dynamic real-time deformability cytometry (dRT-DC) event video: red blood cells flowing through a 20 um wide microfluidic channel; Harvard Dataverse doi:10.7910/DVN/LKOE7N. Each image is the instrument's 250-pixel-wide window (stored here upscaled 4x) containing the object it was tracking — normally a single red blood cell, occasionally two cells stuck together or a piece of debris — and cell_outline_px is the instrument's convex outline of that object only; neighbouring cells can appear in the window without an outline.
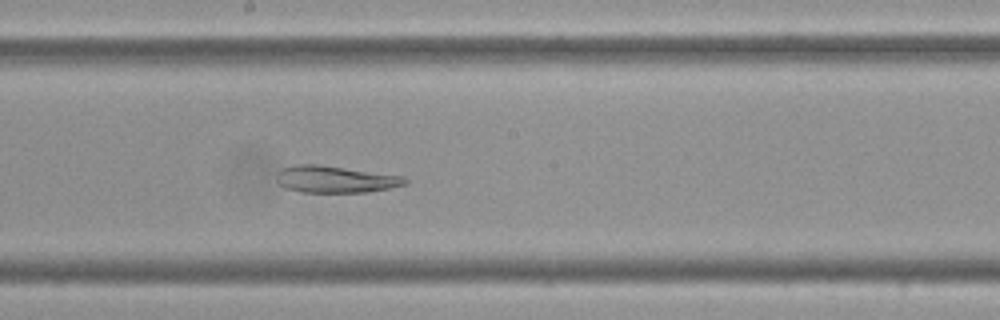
{"species": "Egyptian fruit bat (a non-hibernating species)", "species_latin": "Rousettus aegyptiacus", "temperature_condition": "cold", "stored_images_in_passage": 43, "camera_frame_rate_fps": 3000, "um_per_image_px": 0.085, "frame": {"image": 1, "passage_image": 17, "time_ms": 5.333, "image_size_px": [1000, 320], "cell_outline_px": [[408, 184], [368, 192], [300, 192], [288, 188], [280, 184], [276, 172], [284, 168], [296, 164], [316, 164], [404, 176], [408, 180]], "centroid_in_image_um": [28.53, 15.24], "position_along_channel_um": 219.7, "area_um2": 19.88}}
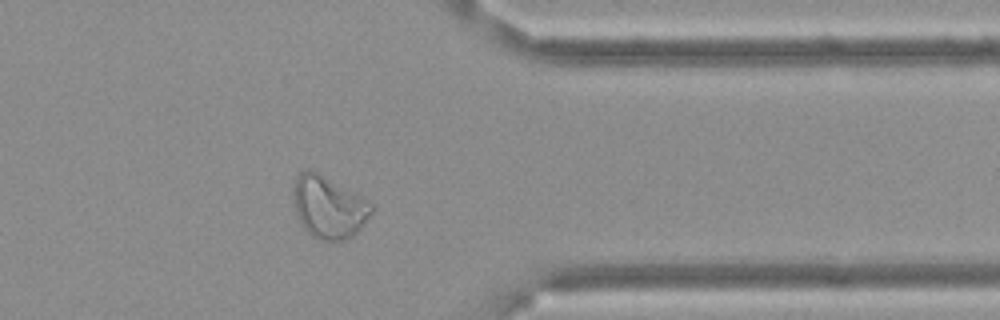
{"frame": {"image": 2, "passage_image": 32, "time_ms": 10.333, "image_size_px": [1000, 320], "cell_outline_px": [[372, 212], [360, 228], [352, 236], [344, 240], [320, 240], [312, 236], [304, 228], [296, 216], [292, 196], [292, 192], [296, 180], [300, 172], [308, 168], [316, 172], [372, 204]], "centroid_in_image_um": [27.87, 17.63], "position_along_channel_um": 383.5, "area_um2": 27.63}}
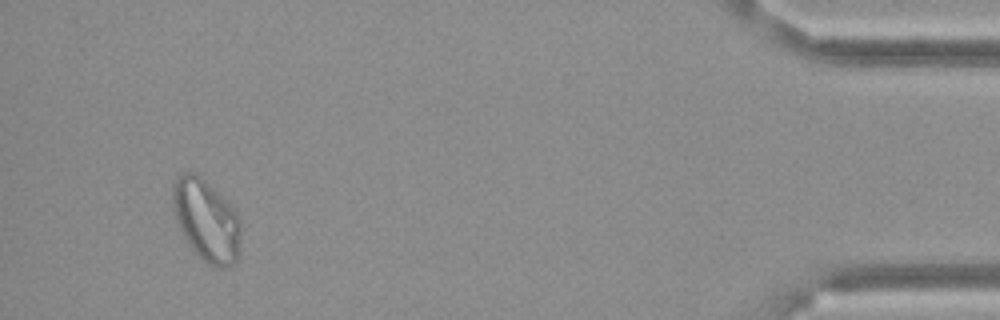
{"frame": {"image": 3, "passage_image": 40, "time_ms": 13.0, "image_size_px": [1000, 320], "cell_outline_px": [[240, 232], [236, 264], [228, 268], [216, 268], [208, 264], [192, 248], [184, 236], [176, 220], [172, 208], [172, 184], [176, 176], [184, 172], [196, 172], [240, 216]], "centroid_in_image_um": [17.52, 18.73], "position_along_channel_um": 417.7, "area_um2": 32.25}, "authors_computed_cell_mechanics": {"area_um2": 24.7384, "velocity_mm_per_s": 3.4678, "shape_relaxation_time_tau1_ms": null, "shape_relaxation_time_tau2_ms": 9.2455, "deformation_change_tau1": null, "deformation_change_tau2": 0.1363}}